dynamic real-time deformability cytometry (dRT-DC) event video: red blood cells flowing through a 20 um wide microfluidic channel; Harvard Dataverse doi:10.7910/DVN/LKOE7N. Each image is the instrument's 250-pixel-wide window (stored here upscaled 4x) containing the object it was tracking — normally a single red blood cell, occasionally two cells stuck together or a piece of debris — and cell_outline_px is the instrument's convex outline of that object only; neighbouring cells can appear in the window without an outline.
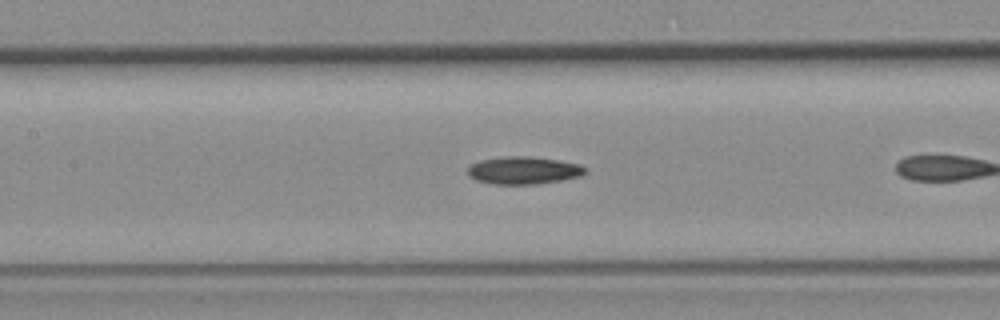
{"species": "common noctule bat (a hibernating species)", "species_latin": "Nyctalus noctula", "temperature_condition": "room temperature", "stored_images_in_passage": 17, "camera_frame_rate_fps": 3000, "um_per_image_px": 0.085, "animal": {"sex": "female", "body_mass_g": 19.3, "forearm_length_mm": 54.1}, "frame": {"image": 1, "passage_image": 10, "time_ms": 3.0, "image_size_px": [1000, 320], "cell_outline_px": [[588, 172], [584, 176], [540, 184], [492, 184], [476, 180], [468, 176], [468, 168], [472, 164], [480, 160], [512, 156], [528, 156], [556, 160], [580, 164], [588, 168]], "centroid_in_image_um": [44.57, 14.5], "position_along_channel_um": 162.8, "area_um2": 19.02}}